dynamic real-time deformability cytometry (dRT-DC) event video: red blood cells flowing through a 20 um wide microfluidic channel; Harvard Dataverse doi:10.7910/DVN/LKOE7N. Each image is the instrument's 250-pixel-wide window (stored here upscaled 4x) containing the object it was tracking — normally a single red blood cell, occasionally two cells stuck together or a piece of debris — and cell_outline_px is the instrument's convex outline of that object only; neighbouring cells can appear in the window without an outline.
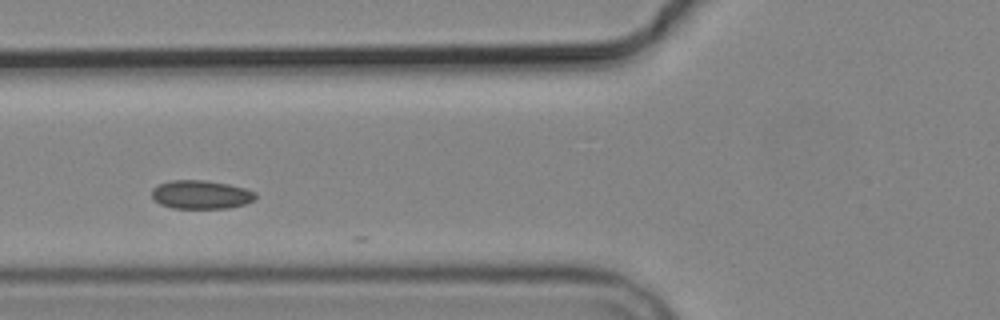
{"species": "common noctule bat (a hibernating species)", "species_latin": "Nyctalus noctula", "temperature_condition": "cold", "stored_images_in_passage": 3, "camera_frame_rate_fps": 3000, "um_per_image_px": 0.085, "animal": {"sex": "male", "body_mass_g": 19.2, "forearm_length_mm": 51.8}, "frame": {"image": 1, "passage_image": 2, "time_ms": 1.0, "image_size_px": [1000, 320], "cell_outline_px": [[256, 196], [252, 200], [244, 204], [228, 208], [172, 208], [160, 204], [152, 200], [152, 188], [160, 184], [172, 180], [204, 180], [228, 184], [244, 188], [256, 192]], "centroid_in_image_um": [17.05, 16.54], "position_along_channel_um": 108.8, "area_um2": 17.22}}
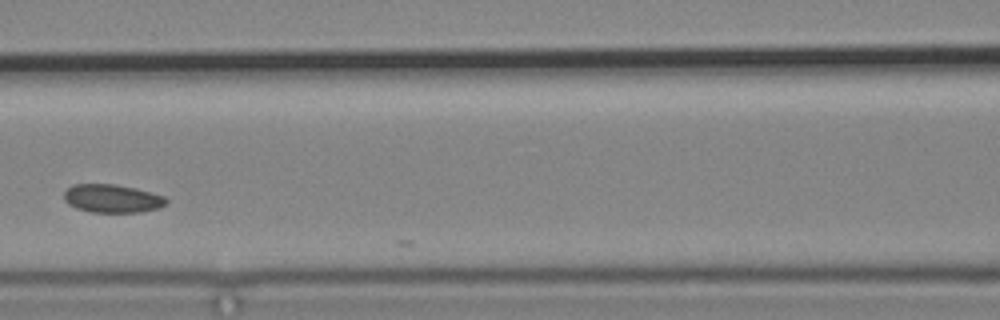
{"frame": {"image": 2, "passage_image": 3, "time_ms": 2.333, "image_size_px": [1000, 320], "cell_outline_px": [[168, 200], [160, 208], [140, 212], [92, 212], [76, 208], [68, 204], [64, 200], [64, 192], [72, 184], [116, 184], [136, 188], [164, 196]], "centroid_in_image_um": [9.52, 16.87], "position_along_channel_um": 157.1, "area_um2": 16.88}}